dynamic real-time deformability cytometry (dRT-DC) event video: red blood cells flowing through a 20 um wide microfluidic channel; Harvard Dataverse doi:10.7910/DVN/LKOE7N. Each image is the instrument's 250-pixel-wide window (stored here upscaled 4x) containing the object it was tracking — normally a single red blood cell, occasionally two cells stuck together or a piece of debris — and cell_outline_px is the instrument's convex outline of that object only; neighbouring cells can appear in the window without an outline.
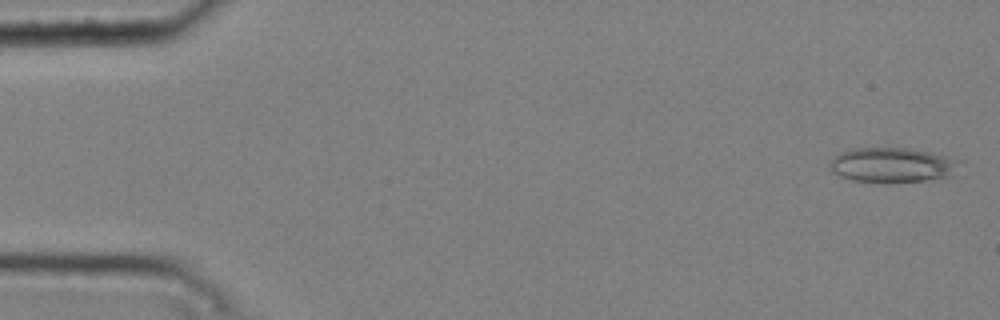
{"species": "common noctule bat (a hibernating species)", "species_latin": "Nyctalus noctula", "temperature_condition": "cold", "stored_images_in_passage": 5, "camera_frame_rate_fps": 3000, "um_per_image_px": 0.085, "animal": {"sex": "male", "body_mass_g": 20.4}, "frame": {"image": 1, "passage_image": 1, "time_ms": 0.0, "image_size_px": [1000, 320], "cell_outline_px": [[960, 160], [952, 176], [924, 180], [852, 180], [840, 176], [832, 172], [828, 164], [840, 152], [852, 148], [908, 148], [932, 152]], "centroid_in_image_um": [75.83, 13.98], "position_along_channel_um": 9.2, "area_um2": 25.55}}